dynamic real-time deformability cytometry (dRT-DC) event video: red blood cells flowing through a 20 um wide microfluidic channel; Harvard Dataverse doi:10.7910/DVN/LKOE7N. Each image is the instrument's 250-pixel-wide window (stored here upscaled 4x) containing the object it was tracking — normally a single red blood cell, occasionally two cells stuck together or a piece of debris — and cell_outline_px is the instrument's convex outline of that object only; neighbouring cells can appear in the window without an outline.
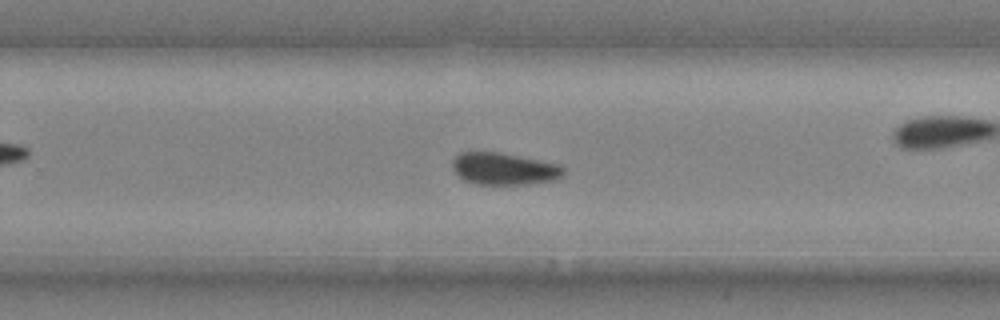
{"species": "common noctule bat (a hibernating species)", "species_latin": "Nyctalus noctula", "temperature_condition": "cold", "stored_images_in_passage": 38, "camera_frame_rate_fps": 3000, "um_per_image_px": 0.085, "animal": {"sex": "male", "body_mass_g": 20.4}, "frame": {"image": 1, "passage_image": 27, "time_ms": 8.667, "image_size_px": [1000, 320], "cell_outline_px": [[564, 172], [556, 180], [528, 184], [476, 184], [464, 180], [452, 168], [452, 160], [460, 152], [500, 152], [560, 164], [564, 168]], "centroid_in_image_um": [42.85, 14.34], "position_along_channel_um": 287.0, "area_um2": 20.75}}